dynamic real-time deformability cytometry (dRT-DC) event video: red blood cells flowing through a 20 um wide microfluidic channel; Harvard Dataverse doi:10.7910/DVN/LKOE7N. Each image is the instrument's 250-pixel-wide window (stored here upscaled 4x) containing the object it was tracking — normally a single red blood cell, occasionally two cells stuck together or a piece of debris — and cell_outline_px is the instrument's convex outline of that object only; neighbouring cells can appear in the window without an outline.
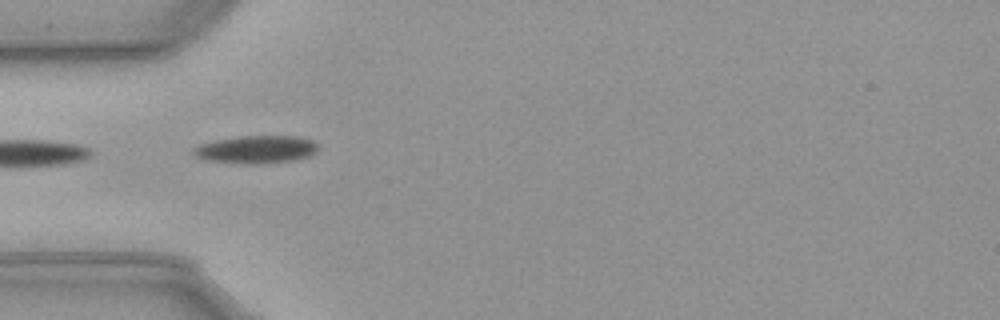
{"species": "common noctule bat (a hibernating species)", "species_latin": "Nyctalus noctula", "temperature_condition": "cold", "stored_images_in_passage": 5, "camera_frame_rate_fps": 3000, "um_per_image_px": 0.085, "animal": {"sex": "male", "body_mass_g": 23.1, "forearm_length_mm": 52.7}, "frame": {"image": 1, "passage_image": 1, "time_ms": 0.0, "image_size_px": [1000, 320], "cell_outline_px": [[320, 148], [316, 152], [308, 156], [296, 160], [260, 164], [244, 164], [204, 160], [196, 156], [192, 152], [192, 148], [200, 144], [216, 140], [240, 136], [292, 136], [312, 140]], "centroid_in_image_um": [21.76, 12.71], "position_along_channel_um": 63.2, "area_um2": 20.29}}